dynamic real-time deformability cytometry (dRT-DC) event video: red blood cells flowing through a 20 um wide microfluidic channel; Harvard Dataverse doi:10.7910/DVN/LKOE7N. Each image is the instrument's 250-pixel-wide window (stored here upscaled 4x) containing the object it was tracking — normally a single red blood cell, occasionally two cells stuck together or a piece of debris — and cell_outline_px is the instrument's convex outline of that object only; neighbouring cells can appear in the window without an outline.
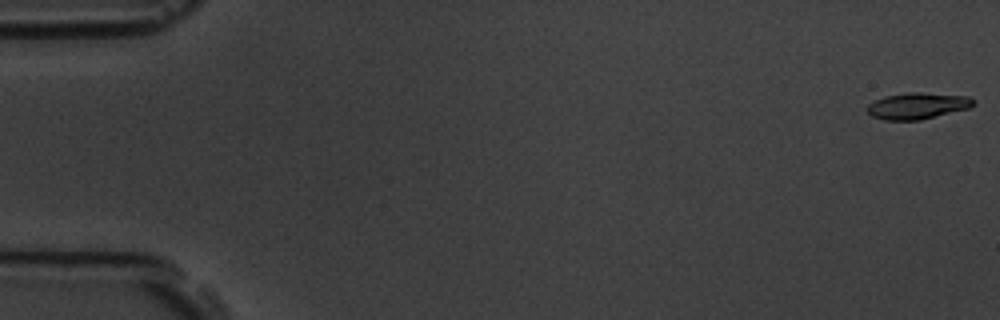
{"species": "common noctule bat (a hibernating species)", "species_latin": "Nyctalus noctula", "temperature_condition": "room temperature", "stored_images_in_passage": 6, "camera_frame_rate_fps": 3000, "um_per_image_px": 0.085, "animal": {"sex": "male", "body_mass_g": 19.5, "forearm_length_mm": 54.6}, "frame": {"image": 1, "passage_image": 1, "time_ms": 0.0, "image_size_px": [1000, 320], "cell_outline_px": [[976, 104], [968, 108], [920, 120], [884, 120], [872, 116], [868, 112], [868, 104], [884, 96], [908, 92], [920, 92], [968, 96], [976, 100]], "centroid_in_image_um": [78.0, 8.99], "position_along_channel_um": 7.0, "area_um2": 16.3}}
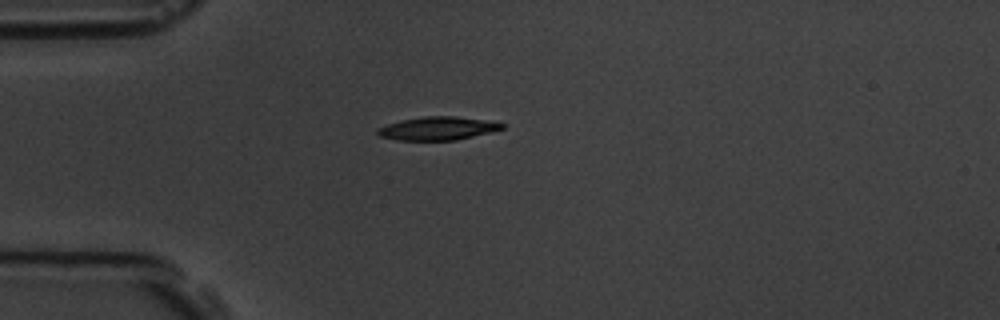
{"frame": {"image": 2, "passage_image": 5, "time_ms": 4.667, "image_size_px": [1000, 320], "cell_outline_px": [[504, 128], [492, 132], [456, 140], [396, 140], [380, 136], [376, 132], [376, 128], [388, 124], [404, 120], [424, 116], [456, 116], [484, 120], [504, 124]], "centroid_in_image_um": [37.2, 10.92], "position_along_channel_um": 47.8, "area_um2": 16.76}}